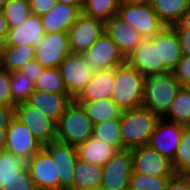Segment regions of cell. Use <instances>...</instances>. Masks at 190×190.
<instances>
[{
    "label": "cell",
    "mask_w": 190,
    "mask_h": 190,
    "mask_svg": "<svg viewBox=\"0 0 190 190\" xmlns=\"http://www.w3.org/2000/svg\"><path fill=\"white\" fill-rule=\"evenodd\" d=\"M180 87L174 71L144 76L142 106L162 118L168 112Z\"/></svg>",
    "instance_id": "cell-1"
},
{
    "label": "cell",
    "mask_w": 190,
    "mask_h": 190,
    "mask_svg": "<svg viewBox=\"0 0 190 190\" xmlns=\"http://www.w3.org/2000/svg\"><path fill=\"white\" fill-rule=\"evenodd\" d=\"M160 117L141 106L123 110L120 116L122 149L148 145Z\"/></svg>",
    "instance_id": "cell-2"
},
{
    "label": "cell",
    "mask_w": 190,
    "mask_h": 190,
    "mask_svg": "<svg viewBox=\"0 0 190 190\" xmlns=\"http://www.w3.org/2000/svg\"><path fill=\"white\" fill-rule=\"evenodd\" d=\"M94 124L74 99L56 123V141L78 146L93 135Z\"/></svg>",
    "instance_id": "cell-3"
},
{
    "label": "cell",
    "mask_w": 190,
    "mask_h": 190,
    "mask_svg": "<svg viewBox=\"0 0 190 190\" xmlns=\"http://www.w3.org/2000/svg\"><path fill=\"white\" fill-rule=\"evenodd\" d=\"M143 80L144 75L127 63L115 67V84L111 100L122 110L141 107Z\"/></svg>",
    "instance_id": "cell-4"
},
{
    "label": "cell",
    "mask_w": 190,
    "mask_h": 190,
    "mask_svg": "<svg viewBox=\"0 0 190 190\" xmlns=\"http://www.w3.org/2000/svg\"><path fill=\"white\" fill-rule=\"evenodd\" d=\"M84 56L85 66L93 73L126 63V58L106 32L84 53Z\"/></svg>",
    "instance_id": "cell-5"
},
{
    "label": "cell",
    "mask_w": 190,
    "mask_h": 190,
    "mask_svg": "<svg viewBox=\"0 0 190 190\" xmlns=\"http://www.w3.org/2000/svg\"><path fill=\"white\" fill-rule=\"evenodd\" d=\"M117 15L135 28L143 38H152L164 27L152 5L123 2L119 5Z\"/></svg>",
    "instance_id": "cell-6"
},
{
    "label": "cell",
    "mask_w": 190,
    "mask_h": 190,
    "mask_svg": "<svg viewBox=\"0 0 190 190\" xmlns=\"http://www.w3.org/2000/svg\"><path fill=\"white\" fill-rule=\"evenodd\" d=\"M105 32V22L81 13L68 30L71 53L84 54Z\"/></svg>",
    "instance_id": "cell-7"
},
{
    "label": "cell",
    "mask_w": 190,
    "mask_h": 190,
    "mask_svg": "<svg viewBox=\"0 0 190 190\" xmlns=\"http://www.w3.org/2000/svg\"><path fill=\"white\" fill-rule=\"evenodd\" d=\"M133 171L149 176L173 177L172 161L162 156L149 145L130 149Z\"/></svg>",
    "instance_id": "cell-8"
},
{
    "label": "cell",
    "mask_w": 190,
    "mask_h": 190,
    "mask_svg": "<svg viewBox=\"0 0 190 190\" xmlns=\"http://www.w3.org/2000/svg\"><path fill=\"white\" fill-rule=\"evenodd\" d=\"M133 171L130 149L117 151L102 167V190H123L129 186Z\"/></svg>",
    "instance_id": "cell-9"
},
{
    "label": "cell",
    "mask_w": 190,
    "mask_h": 190,
    "mask_svg": "<svg viewBox=\"0 0 190 190\" xmlns=\"http://www.w3.org/2000/svg\"><path fill=\"white\" fill-rule=\"evenodd\" d=\"M14 116L30 129L43 146L56 140V123L28 102L15 105Z\"/></svg>",
    "instance_id": "cell-10"
},
{
    "label": "cell",
    "mask_w": 190,
    "mask_h": 190,
    "mask_svg": "<svg viewBox=\"0 0 190 190\" xmlns=\"http://www.w3.org/2000/svg\"><path fill=\"white\" fill-rule=\"evenodd\" d=\"M126 63L144 76L166 72L164 63H160L159 32L152 38H144L126 57Z\"/></svg>",
    "instance_id": "cell-11"
},
{
    "label": "cell",
    "mask_w": 190,
    "mask_h": 190,
    "mask_svg": "<svg viewBox=\"0 0 190 190\" xmlns=\"http://www.w3.org/2000/svg\"><path fill=\"white\" fill-rule=\"evenodd\" d=\"M42 148L30 129L14 116L6 129L4 150L28 161Z\"/></svg>",
    "instance_id": "cell-12"
},
{
    "label": "cell",
    "mask_w": 190,
    "mask_h": 190,
    "mask_svg": "<svg viewBox=\"0 0 190 190\" xmlns=\"http://www.w3.org/2000/svg\"><path fill=\"white\" fill-rule=\"evenodd\" d=\"M71 53L68 32L45 33L35 46V59L44 68H57Z\"/></svg>",
    "instance_id": "cell-13"
},
{
    "label": "cell",
    "mask_w": 190,
    "mask_h": 190,
    "mask_svg": "<svg viewBox=\"0 0 190 190\" xmlns=\"http://www.w3.org/2000/svg\"><path fill=\"white\" fill-rule=\"evenodd\" d=\"M68 95L75 99L90 81L93 72L85 66L84 54H68L58 67Z\"/></svg>",
    "instance_id": "cell-14"
},
{
    "label": "cell",
    "mask_w": 190,
    "mask_h": 190,
    "mask_svg": "<svg viewBox=\"0 0 190 190\" xmlns=\"http://www.w3.org/2000/svg\"><path fill=\"white\" fill-rule=\"evenodd\" d=\"M56 161L57 175L59 177V190H72V180L75 163L78 160L76 146L51 141L43 146Z\"/></svg>",
    "instance_id": "cell-15"
},
{
    "label": "cell",
    "mask_w": 190,
    "mask_h": 190,
    "mask_svg": "<svg viewBox=\"0 0 190 190\" xmlns=\"http://www.w3.org/2000/svg\"><path fill=\"white\" fill-rule=\"evenodd\" d=\"M185 125L160 118L150 136L148 145L162 156L173 161L177 152Z\"/></svg>",
    "instance_id": "cell-16"
},
{
    "label": "cell",
    "mask_w": 190,
    "mask_h": 190,
    "mask_svg": "<svg viewBox=\"0 0 190 190\" xmlns=\"http://www.w3.org/2000/svg\"><path fill=\"white\" fill-rule=\"evenodd\" d=\"M26 166L38 190H59L56 161L44 148L26 161Z\"/></svg>",
    "instance_id": "cell-17"
},
{
    "label": "cell",
    "mask_w": 190,
    "mask_h": 190,
    "mask_svg": "<svg viewBox=\"0 0 190 190\" xmlns=\"http://www.w3.org/2000/svg\"><path fill=\"white\" fill-rule=\"evenodd\" d=\"M105 32L116 43L126 58L144 39L141 34L117 14L105 22Z\"/></svg>",
    "instance_id": "cell-18"
},
{
    "label": "cell",
    "mask_w": 190,
    "mask_h": 190,
    "mask_svg": "<svg viewBox=\"0 0 190 190\" xmlns=\"http://www.w3.org/2000/svg\"><path fill=\"white\" fill-rule=\"evenodd\" d=\"M115 84V68L103 69L92 74L75 101H96L111 99Z\"/></svg>",
    "instance_id": "cell-19"
},
{
    "label": "cell",
    "mask_w": 190,
    "mask_h": 190,
    "mask_svg": "<svg viewBox=\"0 0 190 190\" xmlns=\"http://www.w3.org/2000/svg\"><path fill=\"white\" fill-rule=\"evenodd\" d=\"M72 100L68 93L42 92L35 89L28 103L57 123Z\"/></svg>",
    "instance_id": "cell-20"
},
{
    "label": "cell",
    "mask_w": 190,
    "mask_h": 190,
    "mask_svg": "<svg viewBox=\"0 0 190 190\" xmlns=\"http://www.w3.org/2000/svg\"><path fill=\"white\" fill-rule=\"evenodd\" d=\"M44 35L45 31L40 17L31 15L20 26L8 28L6 41L0 46H21L25 44L36 46Z\"/></svg>",
    "instance_id": "cell-21"
},
{
    "label": "cell",
    "mask_w": 190,
    "mask_h": 190,
    "mask_svg": "<svg viewBox=\"0 0 190 190\" xmlns=\"http://www.w3.org/2000/svg\"><path fill=\"white\" fill-rule=\"evenodd\" d=\"M82 11L69 4H57L40 17L45 33L68 32Z\"/></svg>",
    "instance_id": "cell-22"
},
{
    "label": "cell",
    "mask_w": 190,
    "mask_h": 190,
    "mask_svg": "<svg viewBox=\"0 0 190 190\" xmlns=\"http://www.w3.org/2000/svg\"><path fill=\"white\" fill-rule=\"evenodd\" d=\"M76 150L79 160L100 167H103L117 152L113 146L94 136L76 146Z\"/></svg>",
    "instance_id": "cell-23"
},
{
    "label": "cell",
    "mask_w": 190,
    "mask_h": 190,
    "mask_svg": "<svg viewBox=\"0 0 190 190\" xmlns=\"http://www.w3.org/2000/svg\"><path fill=\"white\" fill-rule=\"evenodd\" d=\"M160 63L167 71H174L182 57V50L177 33L173 27L164 26L159 31Z\"/></svg>",
    "instance_id": "cell-24"
},
{
    "label": "cell",
    "mask_w": 190,
    "mask_h": 190,
    "mask_svg": "<svg viewBox=\"0 0 190 190\" xmlns=\"http://www.w3.org/2000/svg\"><path fill=\"white\" fill-rule=\"evenodd\" d=\"M35 46L25 44L21 46H0V65L13 73L29 61L35 59Z\"/></svg>",
    "instance_id": "cell-25"
},
{
    "label": "cell",
    "mask_w": 190,
    "mask_h": 190,
    "mask_svg": "<svg viewBox=\"0 0 190 190\" xmlns=\"http://www.w3.org/2000/svg\"><path fill=\"white\" fill-rule=\"evenodd\" d=\"M74 169L72 190L100 188L102 167L78 159Z\"/></svg>",
    "instance_id": "cell-26"
},
{
    "label": "cell",
    "mask_w": 190,
    "mask_h": 190,
    "mask_svg": "<svg viewBox=\"0 0 190 190\" xmlns=\"http://www.w3.org/2000/svg\"><path fill=\"white\" fill-rule=\"evenodd\" d=\"M151 5L161 23L172 27L190 7V0H153Z\"/></svg>",
    "instance_id": "cell-27"
},
{
    "label": "cell",
    "mask_w": 190,
    "mask_h": 190,
    "mask_svg": "<svg viewBox=\"0 0 190 190\" xmlns=\"http://www.w3.org/2000/svg\"><path fill=\"white\" fill-rule=\"evenodd\" d=\"M76 102L83 106L94 125L108 120L120 119L123 111L111 99Z\"/></svg>",
    "instance_id": "cell-28"
},
{
    "label": "cell",
    "mask_w": 190,
    "mask_h": 190,
    "mask_svg": "<svg viewBox=\"0 0 190 190\" xmlns=\"http://www.w3.org/2000/svg\"><path fill=\"white\" fill-rule=\"evenodd\" d=\"M162 118L190 126V90L187 86L180 87L168 112Z\"/></svg>",
    "instance_id": "cell-29"
},
{
    "label": "cell",
    "mask_w": 190,
    "mask_h": 190,
    "mask_svg": "<svg viewBox=\"0 0 190 190\" xmlns=\"http://www.w3.org/2000/svg\"><path fill=\"white\" fill-rule=\"evenodd\" d=\"M119 5L117 0H84L82 13L106 22L117 14Z\"/></svg>",
    "instance_id": "cell-30"
},
{
    "label": "cell",
    "mask_w": 190,
    "mask_h": 190,
    "mask_svg": "<svg viewBox=\"0 0 190 190\" xmlns=\"http://www.w3.org/2000/svg\"><path fill=\"white\" fill-rule=\"evenodd\" d=\"M10 90L12 103L18 105L28 102L35 90V84L26 75L17 71L10 73Z\"/></svg>",
    "instance_id": "cell-31"
},
{
    "label": "cell",
    "mask_w": 190,
    "mask_h": 190,
    "mask_svg": "<svg viewBox=\"0 0 190 190\" xmlns=\"http://www.w3.org/2000/svg\"><path fill=\"white\" fill-rule=\"evenodd\" d=\"M2 12L8 28L20 26L32 15L29 0H7Z\"/></svg>",
    "instance_id": "cell-32"
},
{
    "label": "cell",
    "mask_w": 190,
    "mask_h": 190,
    "mask_svg": "<svg viewBox=\"0 0 190 190\" xmlns=\"http://www.w3.org/2000/svg\"><path fill=\"white\" fill-rule=\"evenodd\" d=\"M92 136L113 146L117 151L122 150L120 119H113L95 124Z\"/></svg>",
    "instance_id": "cell-33"
},
{
    "label": "cell",
    "mask_w": 190,
    "mask_h": 190,
    "mask_svg": "<svg viewBox=\"0 0 190 190\" xmlns=\"http://www.w3.org/2000/svg\"><path fill=\"white\" fill-rule=\"evenodd\" d=\"M174 172L178 175L190 174V126H185L177 152L172 161Z\"/></svg>",
    "instance_id": "cell-34"
},
{
    "label": "cell",
    "mask_w": 190,
    "mask_h": 190,
    "mask_svg": "<svg viewBox=\"0 0 190 190\" xmlns=\"http://www.w3.org/2000/svg\"><path fill=\"white\" fill-rule=\"evenodd\" d=\"M34 84L35 89L42 92L67 93L58 67L44 68Z\"/></svg>",
    "instance_id": "cell-35"
},
{
    "label": "cell",
    "mask_w": 190,
    "mask_h": 190,
    "mask_svg": "<svg viewBox=\"0 0 190 190\" xmlns=\"http://www.w3.org/2000/svg\"><path fill=\"white\" fill-rule=\"evenodd\" d=\"M172 177L149 176L132 171L129 186L135 190H166Z\"/></svg>",
    "instance_id": "cell-36"
},
{
    "label": "cell",
    "mask_w": 190,
    "mask_h": 190,
    "mask_svg": "<svg viewBox=\"0 0 190 190\" xmlns=\"http://www.w3.org/2000/svg\"><path fill=\"white\" fill-rule=\"evenodd\" d=\"M26 165V161L4 149L0 150V183L17 175V171Z\"/></svg>",
    "instance_id": "cell-37"
},
{
    "label": "cell",
    "mask_w": 190,
    "mask_h": 190,
    "mask_svg": "<svg viewBox=\"0 0 190 190\" xmlns=\"http://www.w3.org/2000/svg\"><path fill=\"white\" fill-rule=\"evenodd\" d=\"M1 190H38L34 180L25 165L17 171V175L10 177L4 183H0Z\"/></svg>",
    "instance_id": "cell-38"
},
{
    "label": "cell",
    "mask_w": 190,
    "mask_h": 190,
    "mask_svg": "<svg viewBox=\"0 0 190 190\" xmlns=\"http://www.w3.org/2000/svg\"><path fill=\"white\" fill-rule=\"evenodd\" d=\"M0 105L14 107L10 90V72L0 65Z\"/></svg>",
    "instance_id": "cell-39"
},
{
    "label": "cell",
    "mask_w": 190,
    "mask_h": 190,
    "mask_svg": "<svg viewBox=\"0 0 190 190\" xmlns=\"http://www.w3.org/2000/svg\"><path fill=\"white\" fill-rule=\"evenodd\" d=\"M14 117V107L0 105V150L6 144V129Z\"/></svg>",
    "instance_id": "cell-40"
},
{
    "label": "cell",
    "mask_w": 190,
    "mask_h": 190,
    "mask_svg": "<svg viewBox=\"0 0 190 190\" xmlns=\"http://www.w3.org/2000/svg\"><path fill=\"white\" fill-rule=\"evenodd\" d=\"M174 73L181 86L190 84V56L182 55Z\"/></svg>",
    "instance_id": "cell-41"
},
{
    "label": "cell",
    "mask_w": 190,
    "mask_h": 190,
    "mask_svg": "<svg viewBox=\"0 0 190 190\" xmlns=\"http://www.w3.org/2000/svg\"><path fill=\"white\" fill-rule=\"evenodd\" d=\"M32 15L41 17L47 14L56 4V0H29Z\"/></svg>",
    "instance_id": "cell-42"
},
{
    "label": "cell",
    "mask_w": 190,
    "mask_h": 190,
    "mask_svg": "<svg viewBox=\"0 0 190 190\" xmlns=\"http://www.w3.org/2000/svg\"><path fill=\"white\" fill-rule=\"evenodd\" d=\"M43 70L44 67L36 59H33L27 62L19 72L26 75L35 83L41 76Z\"/></svg>",
    "instance_id": "cell-43"
},
{
    "label": "cell",
    "mask_w": 190,
    "mask_h": 190,
    "mask_svg": "<svg viewBox=\"0 0 190 190\" xmlns=\"http://www.w3.org/2000/svg\"><path fill=\"white\" fill-rule=\"evenodd\" d=\"M166 190H190L189 176L175 174L169 179Z\"/></svg>",
    "instance_id": "cell-44"
},
{
    "label": "cell",
    "mask_w": 190,
    "mask_h": 190,
    "mask_svg": "<svg viewBox=\"0 0 190 190\" xmlns=\"http://www.w3.org/2000/svg\"><path fill=\"white\" fill-rule=\"evenodd\" d=\"M179 38L182 55L190 56V32L186 28H174Z\"/></svg>",
    "instance_id": "cell-45"
},
{
    "label": "cell",
    "mask_w": 190,
    "mask_h": 190,
    "mask_svg": "<svg viewBox=\"0 0 190 190\" xmlns=\"http://www.w3.org/2000/svg\"><path fill=\"white\" fill-rule=\"evenodd\" d=\"M173 28H186L190 32V7L187 11L181 16L179 22L172 26Z\"/></svg>",
    "instance_id": "cell-46"
},
{
    "label": "cell",
    "mask_w": 190,
    "mask_h": 190,
    "mask_svg": "<svg viewBox=\"0 0 190 190\" xmlns=\"http://www.w3.org/2000/svg\"><path fill=\"white\" fill-rule=\"evenodd\" d=\"M8 33V26L3 16L2 10H0V45L6 41Z\"/></svg>",
    "instance_id": "cell-47"
},
{
    "label": "cell",
    "mask_w": 190,
    "mask_h": 190,
    "mask_svg": "<svg viewBox=\"0 0 190 190\" xmlns=\"http://www.w3.org/2000/svg\"><path fill=\"white\" fill-rule=\"evenodd\" d=\"M56 1L63 4L74 5L78 7L81 11L84 3V0H56Z\"/></svg>",
    "instance_id": "cell-48"
},
{
    "label": "cell",
    "mask_w": 190,
    "mask_h": 190,
    "mask_svg": "<svg viewBox=\"0 0 190 190\" xmlns=\"http://www.w3.org/2000/svg\"><path fill=\"white\" fill-rule=\"evenodd\" d=\"M153 0H126V3L137 5H151Z\"/></svg>",
    "instance_id": "cell-49"
},
{
    "label": "cell",
    "mask_w": 190,
    "mask_h": 190,
    "mask_svg": "<svg viewBox=\"0 0 190 190\" xmlns=\"http://www.w3.org/2000/svg\"><path fill=\"white\" fill-rule=\"evenodd\" d=\"M6 1L7 0H0V10H2L4 8Z\"/></svg>",
    "instance_id": "cell-50"
},
{
    "label": "cell",
    "mask_w": 190,
    "mask_h": 190,
    "mask_svg": "<svg viewBox=\"0 0 190 190\" xmlns=\"http://www.w3.org/2000/svg\"><path fill=\"white\" fill-rule=\"evenodd\" d=\"M78 190H102L101 188H96V189H78Z\"/></svg>",
    "instance_id": "cell-51"
},
{
    "label": "cell",
    "mask_w": 190,
    "mask_h": 190,
    "mask_svg": "<svg viewBox=\"0 0 190 190\" xmlns=\"http://www.w3.org/2000/svg\"><path fill=\"white\" fill-rule=\"evenodd\" d=\"M123 190H135V189H133V188H131L130 186H127L125 189H123Z\"/></svg>",
    "instance_id": "cell-52"
},
{
    "label": "cell",
    "mask_w": 190,
    "mask_h": 190,
    "mask_svg": "<svg viewBox=\"0 0 190 190\" xmlns=\"http://www.w3.org/2000/svg\"><path fill=\"white\" fill-rule=\"evenodd\" d=\"M119 3H123L125 2L126 0H117Z\"/></svg>",
    "instance_id": "cell-53"
}]
</instances>
